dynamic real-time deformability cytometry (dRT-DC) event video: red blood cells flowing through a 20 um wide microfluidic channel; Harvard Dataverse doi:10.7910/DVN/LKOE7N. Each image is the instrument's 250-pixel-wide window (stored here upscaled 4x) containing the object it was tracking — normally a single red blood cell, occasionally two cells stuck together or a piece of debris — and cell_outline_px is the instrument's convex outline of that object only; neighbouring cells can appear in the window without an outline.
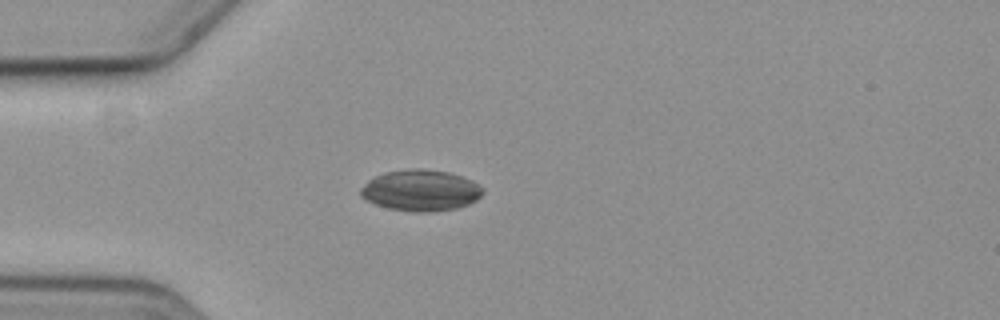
{"species": "common noctule bat (a hibernating species)", "species_latin": "Nyctalus noctula", "temperature_condition": "cold", "stored_images_in_passage": 3, "camera_frame_rate_fps": 3000, "um_per_image_px": 0.085, "animal": {"sex": "female", "body_mass_g": 19.3, "forearm_length_mm": 54.1}, "frame": {"image": 1, "passage_image": 1, "time_ms": 0.0, "image_size_px": [1000, 320], "cell_outline_px": [[484, 192], [476, 200], [460, 208], [432, 212], [412, 212], [388, 208], [364, 200], [360, 196], [360, 188], [368, 180], [384, 172], [412, 168], [420, 168], [448, 172], [472, 180], [484, 188]], "centroid_in_image_um": [35.75, 16.19], "position_along_channel_um": 49.2, "area_um2": 29.59}}